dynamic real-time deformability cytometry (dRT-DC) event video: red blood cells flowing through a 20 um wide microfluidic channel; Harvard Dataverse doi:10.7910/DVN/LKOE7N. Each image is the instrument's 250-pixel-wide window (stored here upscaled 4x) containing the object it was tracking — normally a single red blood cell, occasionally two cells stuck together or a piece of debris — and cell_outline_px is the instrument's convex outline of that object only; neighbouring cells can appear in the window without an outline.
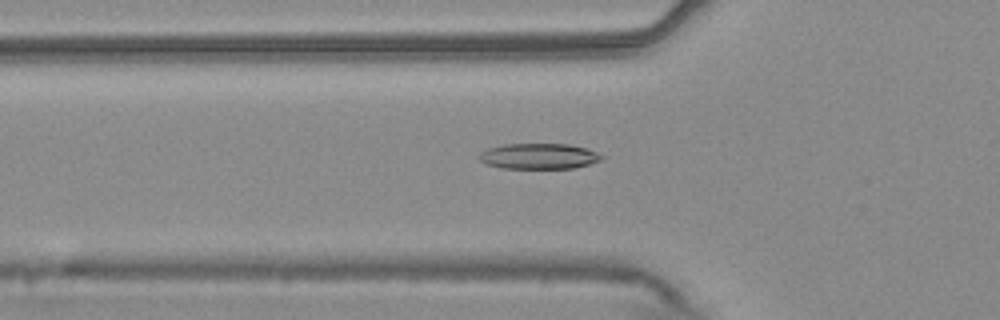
{"species": "common noctule bat (a hibernating species)", "species_latin": "Nyctalus noctula", "temperature_condition": "warm", "stored_images_in_passage": 52, "camera_frame_rate_fps": 3000, "um_per_image_px": 0.085, "animal": {"sex": "male", "body_mass_g": 20.4}, "frame": {"image": 1, "passage_image": 17, "time_ms": 5.333, "image_size_px": [1000, 320], "cell_outline_px": [[604, 156], [600, 160], [576, 168], [500, 168], [488, 164], [480, 160], [476, 156], [480, 152], [488, 148], [504, 144], [568, 144], [584, 148], [596, 152]], "centroid_in_image_um": [45.76, 13.28], "position_along_channel_um": 80.0, "area_um2": 18.21}}
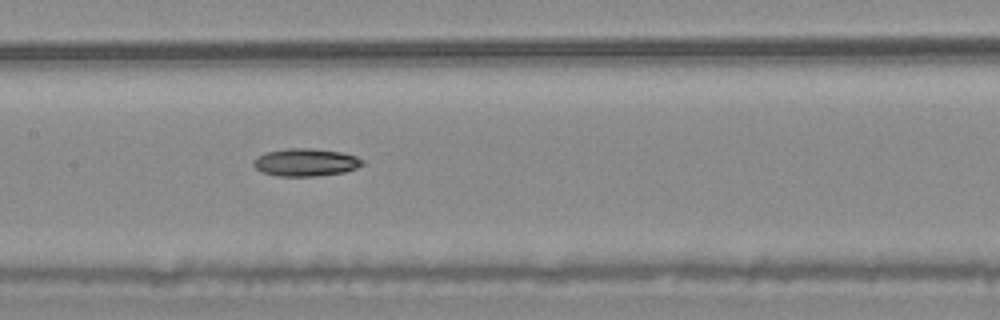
{"frame": {"image": 2, "passage_image": 25, "time_ms": 8.0, "image_size_px": [1000, 320], "cell_outline_px": [[364, 164], [356, 168], [344, 172], [316, 176], [280, 176], [264, 172], [256, 168], [252, 164], [252, 160], [268, 152], [288, 148], [308, 148], [340, 152], [356, 156], [364, 160]], "centroid_in_image_um": [26.01, 13.8], "position_along_channel_um": 181.4, "area_um2": 17.34}}
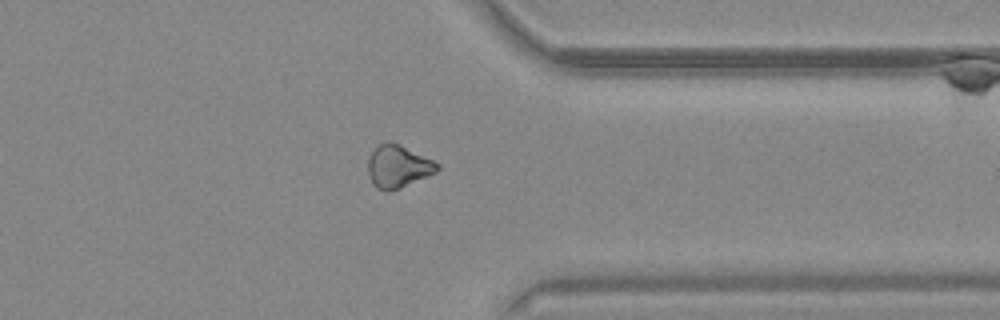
{"frame": {"image": 3, "passage_image": 41, "time_ms": 13.333, "image_size_px": [1000, 320], "cell_outline_px": [[440, 168], [436, 172], [400, 188], [388, 192], [376, 188], [372, 184], [368, 176], [368, 160], [372, 152], [380, 144], [388, 140], [400, 144], [440, 164]], "centroid_in_image_um": [33.81, 14.15], "position_along_channel_um": 377.6, "area_um2": 17.17}, "authors_computed_cell_mechanics": {"area_um2": 17.7157, "velocity_mm_per_s": 3.7617, "shape_relaxation_time_tau1_ms": 4.7858, "shape_relaxation_time_tau2_ms": null, "deformation_change_tau1": 0.0964, "deformation_change_tau2": null}}